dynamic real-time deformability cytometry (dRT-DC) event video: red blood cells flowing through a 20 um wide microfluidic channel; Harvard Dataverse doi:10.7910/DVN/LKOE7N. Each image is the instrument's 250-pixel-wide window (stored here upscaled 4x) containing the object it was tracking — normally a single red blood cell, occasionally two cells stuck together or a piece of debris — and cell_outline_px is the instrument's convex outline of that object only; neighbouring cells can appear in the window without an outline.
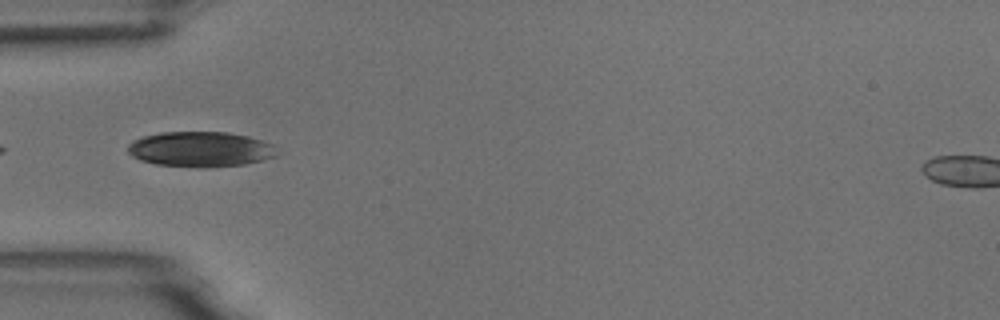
{"species": "common noctule bat (a hibernating species)", "species_latin": "Nyctalus noctula", "temperature_condition": "room temperature", "stored_images_in_passage": 3, "camera_frame_rate_fps": 3000, "um_per_image_px": 0.085, "animal": {"sex": "male", "body_mass_g": 18.8}, "frame": {"image": 1, "passage_image": 2, "time_ms": 1.0, "image_size_px": [1000, 320], "cell_outline_px": [[276, 156], [264, 160], [244, 164], [156, 164], [140, 160], [132, 156], [128, 152], [128, 144], [132, 140], [144, 136], [160, 132], [228, 132], [248, 136], [272, 144]], "centroid_in_image_um": [17.0, 12.62], "position_along_channel_um": 68.0, "area_um2": 29.3}}